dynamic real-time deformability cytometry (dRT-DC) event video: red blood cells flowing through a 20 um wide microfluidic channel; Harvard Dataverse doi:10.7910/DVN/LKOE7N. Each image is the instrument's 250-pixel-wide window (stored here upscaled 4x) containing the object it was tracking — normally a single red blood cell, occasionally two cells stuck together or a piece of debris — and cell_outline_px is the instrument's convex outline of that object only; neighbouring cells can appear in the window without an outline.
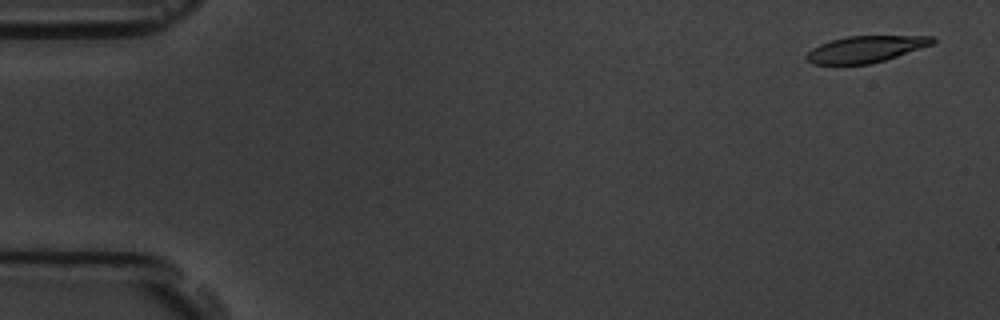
{"species": "common noctule bat (a hibernating species)", "species_latin": "Nyctalus noctula", "temperature_condition": "room temperature", "stored_images_in_passage": 5, "camera_frame_rate_fps": 3000, "um_per_image_px": 0.085, "animal": {"sex": "male", "body_mass_g": 19.5, "forearm_length_mm": 54.6}, "frame": {"image": 1, "passage_image": 1, "time_ms": 0.0, "image_size_px": [1000, 320], "cell_outline_px": [[936, 40], [932, 44], [884, 60], [868, 64], [812, 64], [804, 56], [812, 48], [820, 44], [832, 40], [848, 36], [936, 36]], "centroid_in_image_um": [73.56, 4.17], "position_along_channel_um": 11.4, "area_um2": 19.19}}
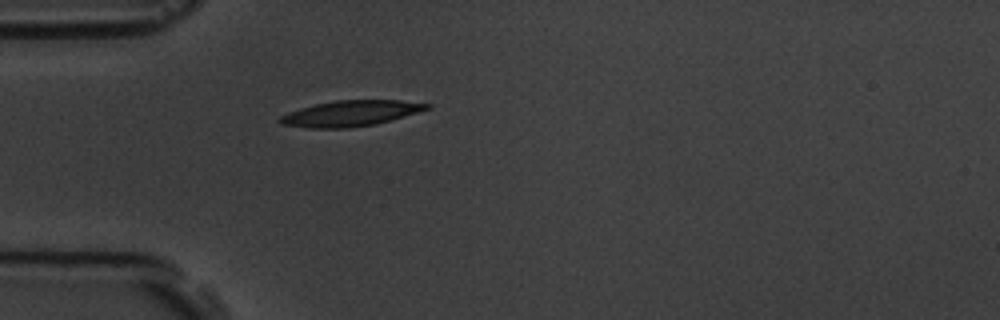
{"frame": {"image": 2, "passage_image": 5, "time_ms": 4.667, "image_size_px": [1000, 320], "cell_outline_px": [[432, 108], [388, 120], [372, 124], [348, 128], [308, 128], [284, 124], [276, 120], [280, 116], [288, 112], [300, 108], [316, 104], [336, 100], [400, 100], [432, 104]], "centroid_in_image_um": [29.78, 9.63], "position_along_channel_um": 55.2, "area_um2": 21.73}}